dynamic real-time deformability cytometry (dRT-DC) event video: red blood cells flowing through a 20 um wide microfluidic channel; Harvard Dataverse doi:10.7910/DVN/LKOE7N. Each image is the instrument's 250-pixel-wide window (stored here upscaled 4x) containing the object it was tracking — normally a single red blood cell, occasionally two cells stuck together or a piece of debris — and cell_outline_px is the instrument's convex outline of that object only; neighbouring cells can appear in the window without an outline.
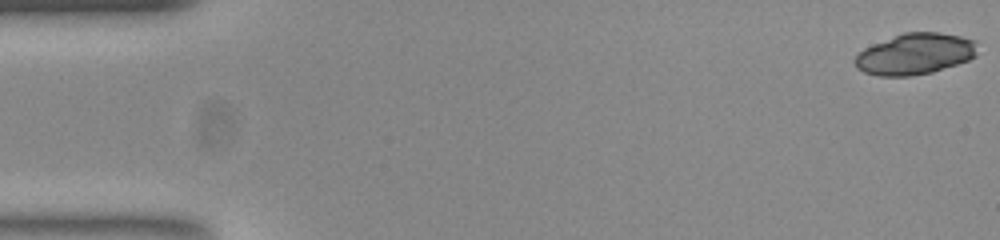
{"species": "common noctule bat (a hibernating species)", "species_latin": "Nyctalus noctula", "temperature_condition": "room temperature", "stored_images_in_passage": 54, "camera_frame_rate_fps": 3000, "um_per_image_px": 0.085, "animal": {"sex": "female", "body_mass_g": 23.0, "forearm_length_mm": 53.4}, "frame": {"image": 1, "passage_image": 1, "time_ms": 0.0, "image_size_px": [1000, 240], "cell_outline_px": [[976, 56], [968, 60], [932, 72], [912, 76], [880, 76], [864, 72], [856, 68], [852, 60], [864, 48], [872, 44], [904, 32], [936, 32], [960, 36], [976, 40]], "centroid_in_image_um": [77.75, 4.59], "position_along_channel_um": 7.2, "area_um2": 29.42}, "authors_computed_cell_mechanics": {"area_um2": 29.7092, "velocity_mm_per_s": 3.7469, "shape_relaxation_time_tau1_ms": 1.064, "shape_relaxation_time_tau2_ms": 2.4471, "deformation_change_tau1": 0.2625, "deformation_change_tau2": 0.0555}}